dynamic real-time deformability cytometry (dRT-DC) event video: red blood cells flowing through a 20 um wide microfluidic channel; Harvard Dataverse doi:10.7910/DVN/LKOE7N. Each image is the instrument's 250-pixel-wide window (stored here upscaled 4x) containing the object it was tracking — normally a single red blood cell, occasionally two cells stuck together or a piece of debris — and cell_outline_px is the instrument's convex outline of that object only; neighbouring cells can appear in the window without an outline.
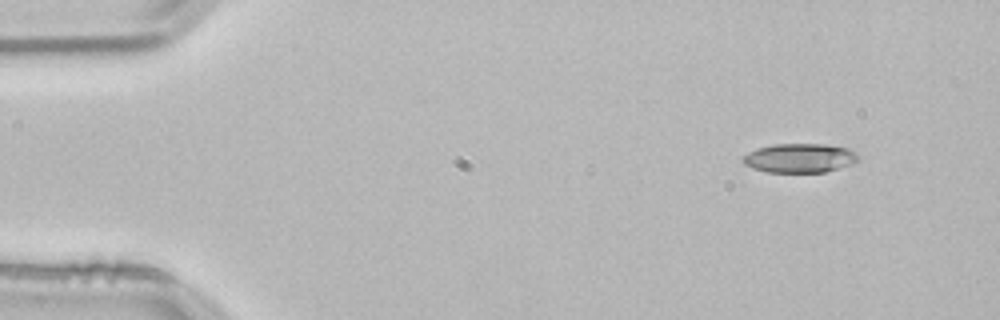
{"species": "common noctule bat (a hibernating species)", "species_latin": "Nyctalus noctula", "temperature_condition": "room temperature", "stored_images_in_passage": 48, "camera_frame_rate_fps": 3000, "um_per_image_px": 0.085, "animal": {"sex": "male", "body_mass_g": 21.5, "forearm_length_mm": 52.0}, "frame": {"image": 1, "passage_image": 1, "time_ms": 0.0, "image_size_px": [1000, 320], "cell_outline_px": [[860, 160], [852, 164], [824, 172], [768, 172], [752, 168], [744, 164], [740, 160], [740, 156], [756, 148], [772, 144], [824, 144], [848, 148], [860, 156]], "centroid_in_image_um": [67.93, 13.43], "position_along_channel_um": 17.1, "area_um2": 19.83}}
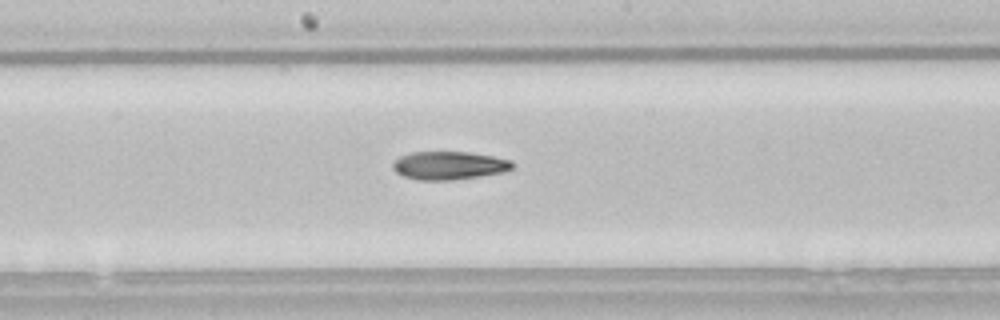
{"frame": {"image": 2, "passage_image": 24, "time_ms": 7.667, "image_size_px": [1000, 320], "cell_outline_px": [[516, 164], [512, 168], [500, 172], [480, 176], [452, 180], [420, 180], [404, 176], [396, 172], [392, 168], [392, 164], [400, 156], [412, 152], [468, 152], [492, 156], [512, 160]], "centroid_in_image_um": [38.17, 14.06], "position_along_channel_um": 210.0, "area_um2": 19.54}}
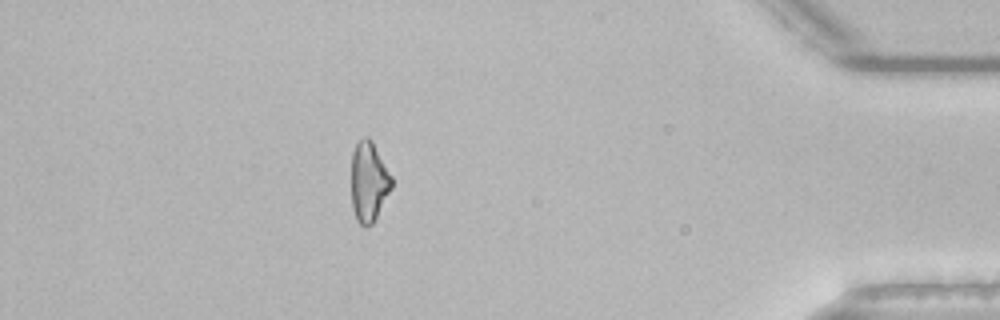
{"frame": {"image": 3, "passage_image": 43, "time_ms": 14.0, "image_size_px": [1000, 320], "cell_outline_px": [[392, 188], [372, 224], [364, 228], [356, 220], [352, 208], [352, 152], [356, 144], [364, 136], [368, 136], [372, 140], [392, 176]], "centroid_in_image_um": [31.35, 15.45], "position_along_channel_um": 403.9, "area_um2": 18.84}, "authors_computed_cell_mechanics": {"area_um2": 19.652, "velocity_mm_per_s": 3.8118, "shape_relaxation_time_tau1_ms": 7.0961, "shape_relaxation_time_tau2_ms": null, "deformation_change_tau1": 0.1662, "deformation_change_tau2": null}}